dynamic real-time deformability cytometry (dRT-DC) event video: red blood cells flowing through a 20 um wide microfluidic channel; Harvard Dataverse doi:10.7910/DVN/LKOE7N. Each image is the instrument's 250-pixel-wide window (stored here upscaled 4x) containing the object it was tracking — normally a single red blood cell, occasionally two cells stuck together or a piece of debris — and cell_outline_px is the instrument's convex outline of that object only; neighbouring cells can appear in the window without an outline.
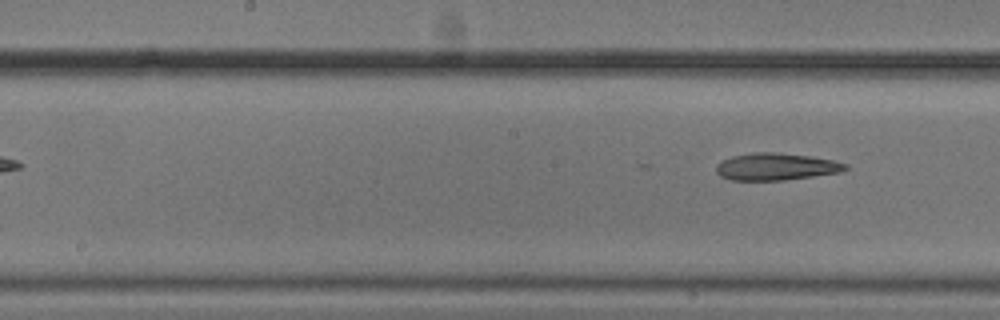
{"species": "common noctule bat (a hibernating species)", "species_latin": "Nyctalus noctula", "temperature_condition": "cold", "stored_images_in_passage": 5, "segment_of_instrument_passage": [2, 2], "camera_frame_rate_fps": 3000, "um_per_image_px": 0.085, "animal": {"sex": "male", "body_mass_g": 20.5, "forearm_length_mm": 52.5}, "frame": {"image": 1, "passage_image": 5, "time_ms": 1.333, "image_size_px": [1000, 320], "cell_outline_px": [[848, 168], [840, 172], [784, 180], [732, 180], [720, 176], [716, 172], [716, 164], [732, 156], [752, 152], [780, 152], [836, 160], [848, 164]], "centroid_in_image_um": [65.97, 14.16], "position_along_channel_um": 182.2, "area_um2": 20.46}}